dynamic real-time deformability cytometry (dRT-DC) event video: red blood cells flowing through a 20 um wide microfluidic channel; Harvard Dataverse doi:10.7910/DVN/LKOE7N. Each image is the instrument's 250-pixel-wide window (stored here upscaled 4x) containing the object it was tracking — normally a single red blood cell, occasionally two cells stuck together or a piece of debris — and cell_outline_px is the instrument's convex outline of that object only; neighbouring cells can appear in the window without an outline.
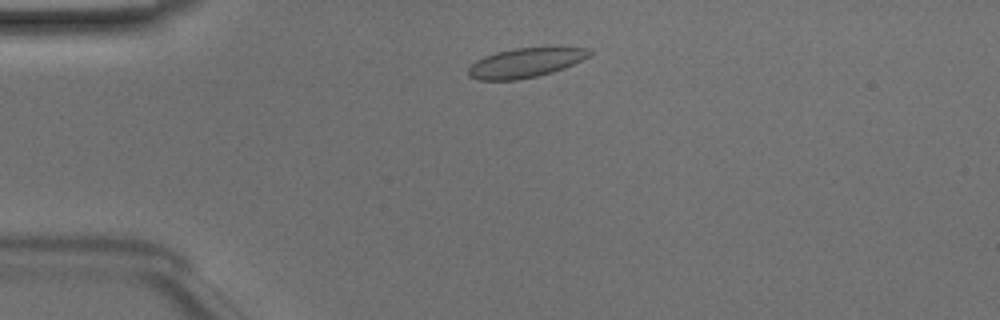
{"species": "Egyptian fruit bat (a non-hibernating species)", "species_latin": "Rousettus aegyptiacus", "temperature_condition": "room temperature", "stored_images_in_passage": 43, "camera_frame_rate_fps": 3000, "um_per_image_px": 0.085, "animal": {"sex": "male"}, "frame": {"image": 1, "passage_image": 5, "time_ms": 1.333, "image_size_px": [1000, 320], "cell_outline_px": [[592, 52], [588, 56], [564, 68], [552, 72], [536, 76], [516, 80], [476, 80], [468, 76], [468, 68], [476, 60], [484, 56], [496, 52], [516, 48], [588, 48]], "centroid_in_image_um": [44.58, 5.35], "position_along_channel_um": 40.4, "area_um2": 20.46}}
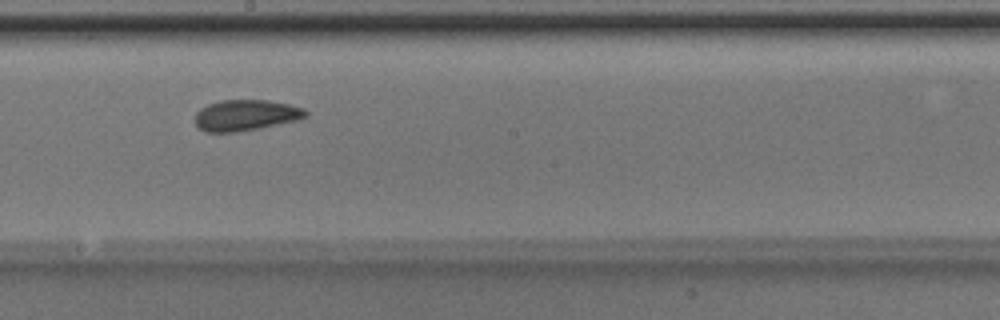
{"frame": {"image": 2, "passage_image": 21, "time_ms": 6.667, "image_size_px": [1000, 320], "cell_outline_px": [[308, 116], [296, 120], [236, 132], [204, 132], [196, 124], [196, 112], [200, 108], [208, 104], [220, 100], [268, 100], [288, 104], [304, 108], [308, 112]], "centroid_in_image_um": [20.87, 9.78], "position_along_channel_um": 227.3, "area_um2": 19.77}}
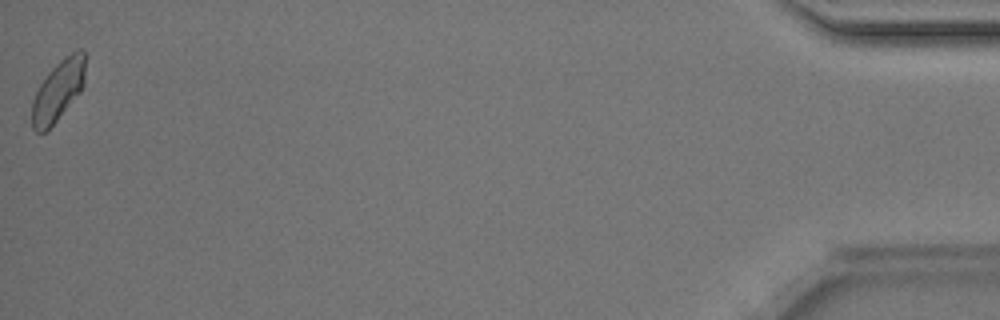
{"frame": {"image": 3, "passage_image": 43, "time_ms": 14.0, "image_size_px": [1000, 320], "cell_outline_px": [[84, 84], [80, 92], [56, 120], [44, 132], [36, 132], [32, 128], [32, 100], [40, 84], [48, 72], [60, 60], [72, 52], [80, 48], [84, 52]], "centroid_in_image_um": [4.93, 7.69], "position_along_channel_um": 430.3, "area_um2": 18.5}, "authors_computed_cell_mechanics": {"area_um2": 19.4786, "velocity_mm_per_s": 4.0748, "shape_relaxation_time_tau1_ms": 3.192, "shape_relaxation_time_tau2_ms": 1.4598, "deformation_change_tau1": 0.1057, "deformation_change_tau2": 0.0541}}